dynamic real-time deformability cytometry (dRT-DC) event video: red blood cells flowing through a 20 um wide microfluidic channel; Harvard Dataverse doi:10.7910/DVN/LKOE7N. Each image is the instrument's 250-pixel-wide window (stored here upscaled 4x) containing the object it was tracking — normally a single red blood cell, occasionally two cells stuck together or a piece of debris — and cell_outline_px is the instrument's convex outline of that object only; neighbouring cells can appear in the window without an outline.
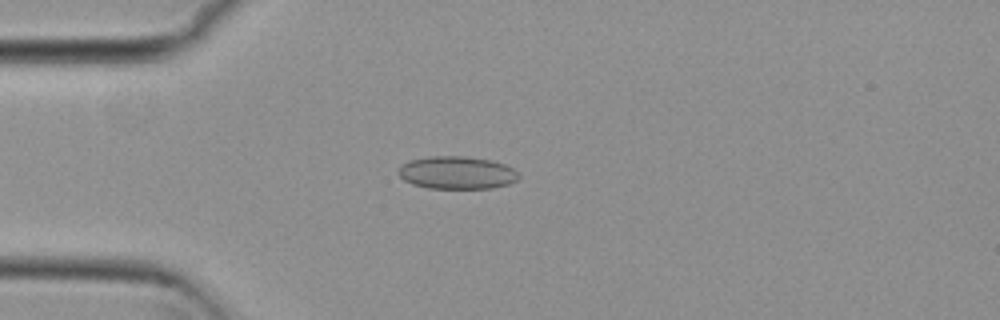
{"species": "common noctule bat (a hibernating species)", "species_latin": "Nyctalus noctula", "temperature_condition": "cold", "stored_images_in_passage": 39, "camera_frame_rate_fps": 3000, "um_per_image_px": 0.085, "animal": {"sex": "female", "body_mass_g": 29.2, "forearm_length_mm": 56.3}, "frame": {"image": 1, "passage_image": 6, "time_ms": 1.667, "image_size_px": [1000, 320], "cell_outline_px": [[520, 176], [516, 180], [508, 184], [492, 188], [428, 188], [412, 184], [404, 180], [396, 172], [400, 164], [412, 160], [428, 156], [464, 156], [492, 160], [504, 164], [512, 168]], "centroid_in_image_um": [38.8, 14.67], "position_along_channel_um": 46.2, "area_um2": 23.0}}
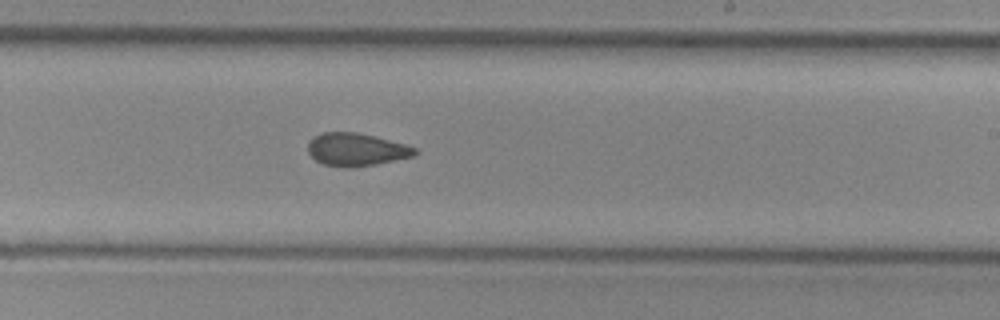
{"frame": {"image": 2, "passage_image": 24, "time_ms": 7.667, "image_size_px": [1000, 320], "cell_outline_px": [[420, 152], [416, 156], [376, 164], [352, 168], [344, 168], [324, 164], [316, 160], [308, 152], [308, 140], [312, 136], [324, 132], [356, 132], [376, 136], [404, 144], [416, 148]], "centroid_in_image_um": [30.29, 12.71], "position_along_channel_um": 258.7, "area_um2": 20.75}}
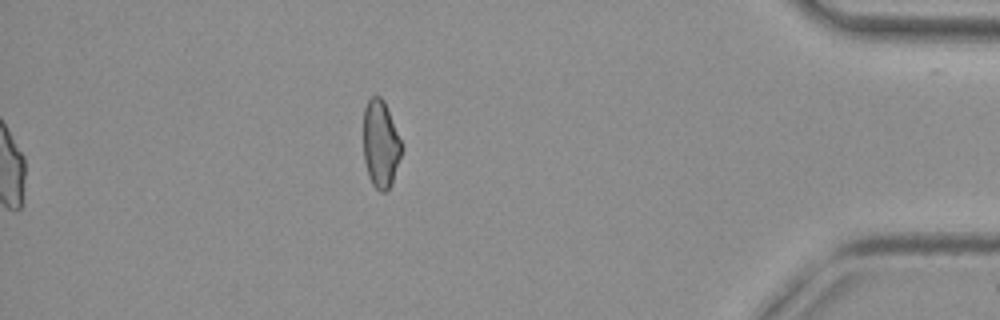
{"frame": {"image": 3, "passage_image": 39, "time_ms": 12.667, "image_size_px": [1000, 320], "cell_outline_px": [[400, 156], [392, 184], [384, 192], [380, 192], [372, 184], [368, 176], [364, 160], [364, 108], [368, 100], [372, 96], [380, 96], [384, 100], [400, 140]], "centroid_in_image_um": [32.32, 12.25], "position_along_channel_um": 402.9, "area_um2": 19.07}, "authors_computed_cell_mechanics": {"area_um2": 20.9236, "velocity_mm_per_s": 3.8171, "shape_relaxation_time_tau1_ms": null, "shape_relaxation_time_tau2_ms": 2.869, "deformation_change_tau1": null, "deformation_change_tau2": 0.0751}}